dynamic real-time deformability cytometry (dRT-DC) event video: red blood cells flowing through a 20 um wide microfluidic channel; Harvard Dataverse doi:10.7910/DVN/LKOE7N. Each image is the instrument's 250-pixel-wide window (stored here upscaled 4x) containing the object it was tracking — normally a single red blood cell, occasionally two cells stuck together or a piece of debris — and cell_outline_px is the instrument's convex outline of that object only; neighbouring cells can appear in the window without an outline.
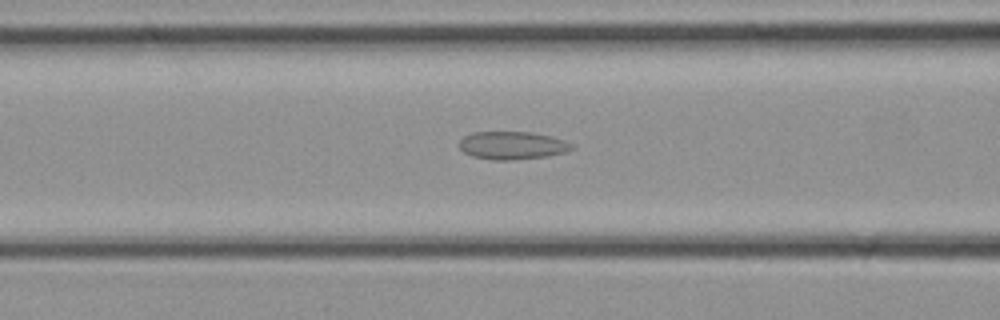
{"species": "common noctule bat (a hibernating species)", "species_latin": "Nyctalus noctula", "temperature_condition": "cold", "stored_images_in_passage": 25, "camera_frame_rate_fps": 3000, "um_per_image_px": 0.085, "animal": {"sex": "female", "body_mass_g": 21.9}, "frame": {"image": 1, "passage_image": 6, "time_ms": 1.667, "image_size_px": [1000, 320], "cell_outline_px": [[576, 148], [564, 152], [548, 156], [508, 160], [492, 160], [472, 156], [464, 152], [460, 148], [460, 140], [464, 136], [472, 132], [532, 132], [552, 136], [564, 140], [572, 144]], "centroid_in_image_um": [43.56, 12.35], "position_along_channel_um": 123.0, "area_um2": 18.32}}
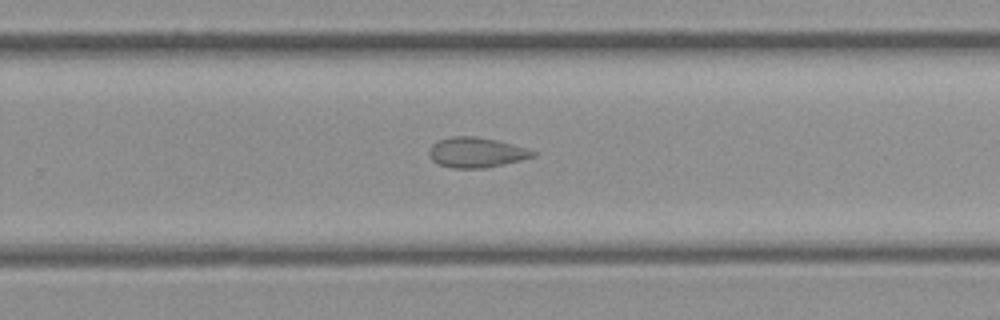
{"frame": {"image": 2, "passage_image": 14, "time_ms": 4.333, "image_size_px": [1000, 320], "cell_outline_px": [[536, 156], [504, 164], [484, 168], [452, 168], [440, 164], [432, 160], [428, 156], [428, 148], [436, 140], [452, 136], [476, 136], [496, 140], [528, 148], [536, 152]], "centroid_in_image_um": [40.45, 12.95], "position_along_channel_um": 289.3, "area_um2": 18.38}}
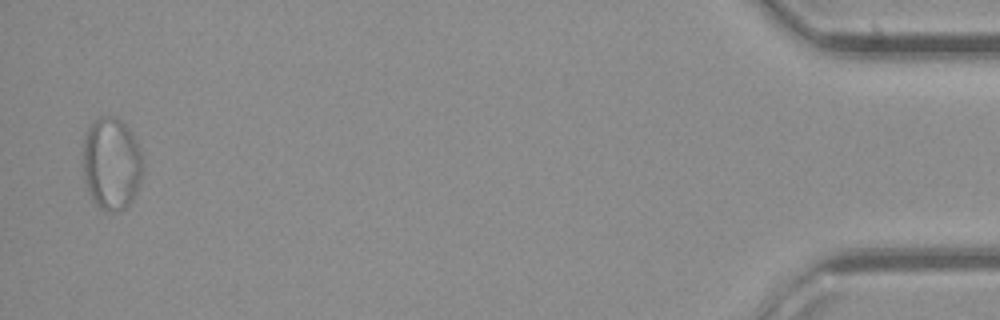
{"frame": {"image": 3, "passage_image": 25, "time_ms": 8.0, "image_size_px": [1000, 320], "cell_outline_px": [[144, 172], [140, 184], [132, 200], [120, 212], [108, 212], [100, 208], [96, 204], [84, 184], [84, 140], [88, 128], [100, 116], [112, 116], [120, 120], [128, 128], [136, 140], [140, 148], [144, 160]], "centroid_in_image_um": [9.52, 13.94], "position_along_channel_um": 425.7, "area_um2": 32.54}}